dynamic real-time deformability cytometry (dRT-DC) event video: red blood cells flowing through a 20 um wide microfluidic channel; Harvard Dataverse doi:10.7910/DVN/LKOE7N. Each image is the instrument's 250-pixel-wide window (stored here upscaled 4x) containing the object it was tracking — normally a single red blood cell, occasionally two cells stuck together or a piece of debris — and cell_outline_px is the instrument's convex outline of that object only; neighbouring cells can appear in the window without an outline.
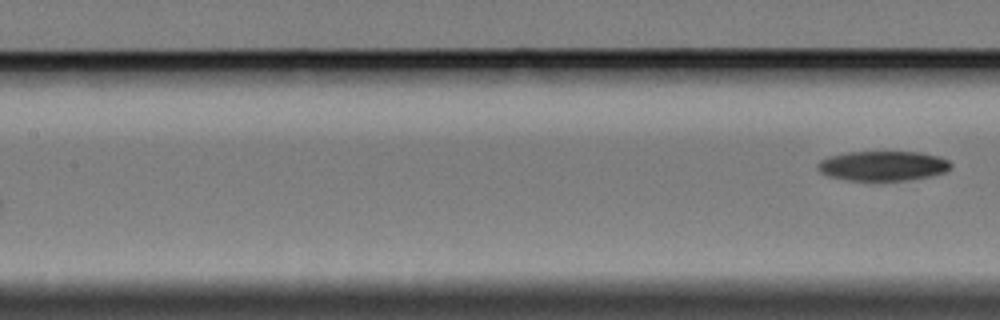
{"species": "Egyptian fruit bat (a non-hibernating species)", "species_latin": "Rousettus aegyptiacus", "temperature_condition": "cold", "stored_images_in_passage": 6, "camera_frame_rate_fps": 3000, "um_per_image_px": 0.085, "animal": {"sex": "female"}, "frame": {"image": 1, "passage_image": 6, "time_ms": 7.333, "image_size_px": [1000, 320], "cell_outline_px": [[952, 168], [944, 172], [932, 176], [904, 180], [848, 180], [828, 176], [820, 172], [816, 168], [816, 164], [820, 160], [828, 156], [848, 152], [920, 152], [936, 156], [948, 160], [952, 164]], "centroid_in_image_um": [75.02, 14.09], "position_along_channel_um": 132.4, "area_um2": 23.12}}